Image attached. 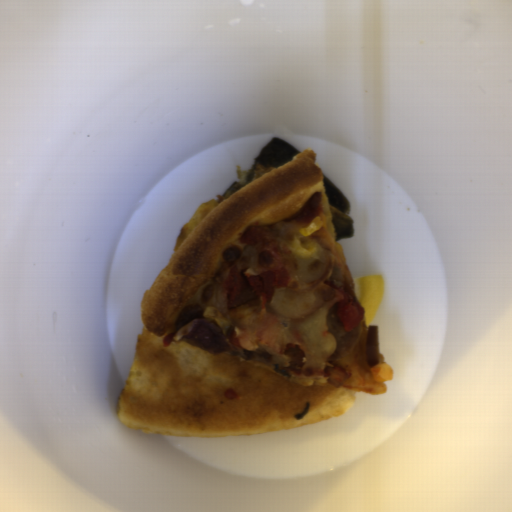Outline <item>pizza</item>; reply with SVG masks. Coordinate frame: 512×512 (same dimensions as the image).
<instances>
[{
    "mask_svg": "<svg viewBox=\"0 0 512 512\" xmlns=\"http://www.w3.org/2000/svg\"><path fill=\"white\" fill-rule=\"evenodd\" d=\"M316 217L324 225L304 236L327 250L330 269L312 284L319 306L344 301L352 274L343 258L331 217L322 166L308 148L257 177L220 202L205 201L183 224L170 262L140 301L142 332L117 403L120 424L147 435L229 438L265 435L341 417L355 395L385 393L394 372L377 352L370 367L369 325L362 316L355 340L316 360L293 322L253 297L229 308L241 275L259 273L258 248L242 243L248 227L267 225L278 242L302 235ZM206 318L223 330L230 346L208 354L180 340L163 347L162 338L192 320ZM298 345L305 353L300 373L286 369L283 352ZM279 364L291 376L272 368ZM325 366L349 370L343 386L326 382Z\"/></svg>",
    "mask_w": 512,
    "mask_h": 512,
    "instance_id": "dd6c1bee",
    "label": "pizza"
}]
</instances>
